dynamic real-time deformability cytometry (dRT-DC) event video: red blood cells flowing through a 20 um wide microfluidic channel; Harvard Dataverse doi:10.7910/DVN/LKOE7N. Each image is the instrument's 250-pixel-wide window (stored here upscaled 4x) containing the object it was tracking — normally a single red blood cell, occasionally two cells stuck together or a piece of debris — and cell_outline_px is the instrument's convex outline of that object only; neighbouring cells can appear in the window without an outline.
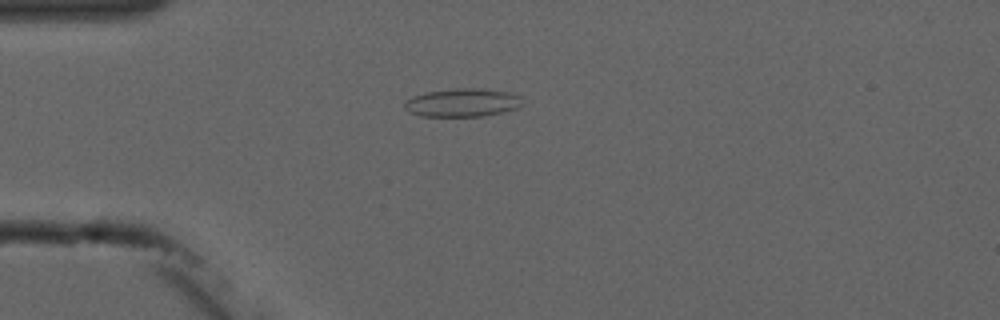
{"species": "common noctule bat (a hibernating species)", "species_latin": "Nyctalus noctula", "temperature_condition": "cold", "stored_images_in_passage": 6, "camera_frame_rate_fps": 3000, "um_per_image_px": 0.085, "animal": {"sex": "male", "forearm_length_mm": 52.5}, "frame": {"image": 1, "passage_image": 4, "time_ms": 3.667, "image_size_px": [1000, 320], "cell_outline_px": [[520, 104], [516, 108], [500, 112], [480, 116], [420, 116], [408, 112], [404, 108], [404, 104], [412, 96], [424, 92], [456, 88], [480, 88], [508, 92], [520, 96]], "centroid_in_image_um": [39.23, 8.71], "position_along_channel_um": 45.8, "area_um2": 19.25}}
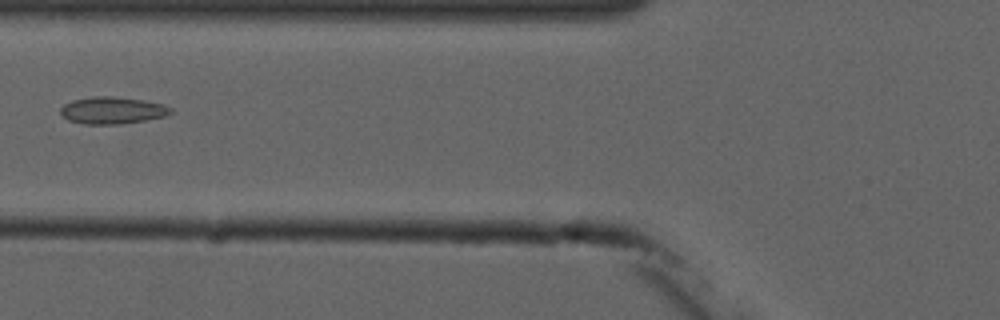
{"frame": {"image": 2, "passage_image": 6, "time_ms": 6.0, "image_size_px": [1000, 320], "cell_outline_px": [[172, 112], [168, 116], [120, 124], [84, 124], [68, 120], [60, 112], [60, 108], [64, 104], [72, 100], [96, 96], [116, 96], [144, 100], [164, 104], [172, 108]], "centroid_in_image_um": [9.58, 9.37], "position_along_channel_um": 116.2, "area_um2": 17.46}}